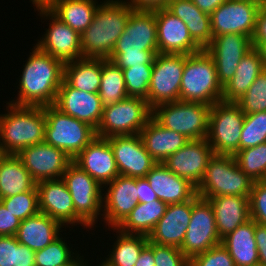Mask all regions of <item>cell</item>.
<instances>
[{"instance_id": "6da1fadb", "label": "cell", "mask_w": 266, "mask_h": 266, "mask_svg": "<svg viewBox=\"0 0 266 266\" xmlns=\"http://www.w3.org/2000/svg\"><path fill=\"white\" fill-rule=\"evenodd\" d=\"M31 50L19 76L18 96L9 102L34 107L53 105L64 78V63L36 45Z\"/></svg>"}, {"instance_id": "7a4b0ae2", "label": "cell", "mask_w": 266, "mask_h": 266, "mask_svg": "<svg viewBox=\"0 0 266 266\" xmlns=\"http://www.w3.org/2000/svg\"><path fill=\"white\" fill-rule=\"evenodd\" d=\"M159 53L154 11L134 10L125 30L118 38L109 60L121 69L137 65H153Z\"/></svg>"}, {"instance_id": "3957f363", "label": "cell", "mask_w": 266, "mask_h": 266, "mask_svg": "<svg viewBox=\"0 0 266 266\" xmlns=\"http://www.w3.org/2000/svg\"><path fill=\"white\" fill-rule=\"evenodd\" d=\"M91 24L80 35L82 57L109 59L116 41L134 11L124 0L100 2Z\"/></svg>"}, {"instance_id": "277c9868", "label": "cell", "mask_w": 266, "mask_h": 266, "mask_svg": "<svg viewBox=\"0 0 266 266\" xmlns=\"http://www.w3.org/2000/svg\"><path fill=\"white\" fill-rule=\"evenodd\" d=\"M6 104L7 112L0 114V146L4 155H17L24 148L45 141L44 107Z\"/></svg>"}, {"instance_id": "5b68a950", "label": "cell", "mask_w": 266, "mask_h": 266, "mask_svg": "<svg viewBox=\"0 0 266 266\" xmlns=\"http://www.w3.org/2000/svg\"><path fill=\"white\" fill-rule=\"evenodd\" d=\"M223 87L218 81L214 59L205 50L188 54L180 85V101L212 106L222 100Z\"/></svg>"}, {"instance_id": "8992f818", "label": "cell", "mask_w": 266, "mask_h": 266, "mask_svg": "<svg viewBox=\"0 0 266 266\" xmlns=\"http://www.w3.org/2000/svg\"><path fill=\"white\" fill-rule=\"evenodd\" d=\"M254 181L238 166L234 155H213L196 194L204 199L222 195L249 196Z\"/></svg>"}, {"instance_id": "52a82bcc", "label": "cell", "mask_w": 266, "mask_h": 266, "mask_svg": "<svg viewBox=\"0 0 266 266\" xmlns=\"http://www.w3.org/2000/svg\"><path fill=\"white\" fill-rule=\"evenodd\" d=\"M45 142L63 150L73 160L95 137L96 129L69 116L54 105L44 107Z\"/></svg>"}, {"instance_id": "ba28073f", "label": "cell", "mask_w": 266, "mask_h": 266, "mask_svg": "<svg viewBox=\"0 0 266 266\" xmlns=\"http://www.w3.org/2000/svg\"><path fill=\"white\" fill-rule=\"evenodd\" d=\"M152 117V109L144 98L128 96L104 105L102 118L96 129L101 138L140 134Z\"/></svg>"}, {"instance_id": "9c48e42d", "label": "cell", "mask_w": 266, "mask_h": 266, "mask_svg": "<svg viewBox=\"0 0 266 266\" xmlns=\"http://www.w3.org/2000/svg\"><path fill=\"white\" fill-rule=\"evenodd\" d=\"M210 110L211 106L204 103L178 100L158 105L152 109V117L189 140H200L207 137Z\"/></svg>"}, {"instance_id": "30bf717a", "label": "cell", "mask_w": 266, "mask_h": 266, "mask_svg": "<svg viewBox=\"0 0 266 266\" xmlns=\"http://www.w3.org/2000/svg\"><path fill=\"white\" fill-rule=\"evenodd\" d=\"M245 113L236 102L218 101L211 106L206 139L214 155H235L239 151Z\"/></svg>"}, {"instance_id": "8fae6325", "label": "cell", "mask_w": 266, "mask_h": 266, "mask_svg": "<svg viewBox=\"0 0 266 266\" xmlns=\"http://www.w3.org/2000/svg\"><path fill=\"white\" fill-rule=\"evenodd\" d=\"M62 179L71 194L76 215L90 229L94 228L99 216H103V187L73 161Z\"/></svg>"}, {"instance_id": "7c38bea8", "label": "cell", "mask_w": 266, "mask_h": 266, "mask_svg": "<svg viewBox=\"0 0 266 266\" xmlns=\"http://www.w3.org/2000/svg\"><path fill=\"white\" fill-rule=\"evenodd\" d=\"M186 56L187 54L156 55L147 99L151 109L180 100V85Z\"/></svg>"}, {"instance_id": "4fadbf2b", "label": "cell", "mask_w": 266, "mask_h": 266, "mask_svg": "<svg viewBox=\"0 0 266 266\" xmlns=\"http://www.w3.org/2000/svg\"><path fill=\"white\" fill-rule=\"evenodd\" d=\"M221 242L210 202L196 194L193 197L192 214L180 250L190 261L194 256Z\"/></svg>"}, {"instance_id": "5bb4252c", "label": "cell", "mask_w": 266, "mask_h": 266, "mask_svg": "<svg viewBox=\"0 0 266 266\" xmlns=\"http://www.w3.org/2000/svg\"><path fill=\"white\" fill-rule=\"evenodd\" d=\"M36 10L41 19L44 17L50 20L49 28L37 40L36 46L64 64L82 58L80 34L62 22L47 7H38Z\"/></svg>"}, {"instance_id": "9a60e30c", "label": "cell", "mask_w": 266, "mask_h": 266, "mask_svg": "<svg viewBox=\"0 0 266 266\" xmlns=\"http://www.w3.org/2000/svg\"><path fill=\"white\" fill-rule=\"evenodd\" d=\"M266 0H227L211 15V31L213 37L238 33L253 35L255 19L259 8Z\"/></svg>"}, {"instance_id": "2e32d148", "label": "cell", "mask_w": 266, "mask_h": 266, "mask_svg": "<svg viewBox=\"0 0 266 266\" xmlns=\"http://www.w3.org/2000/svg\"><path fill=\"white\" fill-rule=\"evenodd\" d=\"M40 212L48 215L63 227L79 225L89 227L76 215L71 194L62 178L37 182Z\"/></svg>"}, {"instance_id": "e0dca14e", "label": "cell", "mask_w": 266, "mask_h": 266, "mask_svg": "<svg viewBox=\"0 0 266 266\" xmlns=\"http://www.w3.org/2000/svg\"><path fill=\"white\" fill-rule=\"evenodd\" d=\"M17 157L36 182L62 178L67 166L73 161L63 150L45 141L24 148Z\"/></svg>"}, {"instance_id": "ac0fdd59", "label": "cell", "mask_w": 266, "mask_h": 266, "mask_svg": "<svg viewBox=\"0 0 266 266\" xmlns=\"http://www.w3.org/2000/svg\"><path fill=\"white\" fill-rule=\"evenodd\" d=\"M106 139L113 150L119 175L142 178L157 164L146 151L140 134Z\"/></svg>"}, {"instance_id": "d6986e66", "label": "cell", "mask_w": 266, "mask_h": 266, "mask_svg": "<svg viewBox=\"0 0 266 266\" xmlns=\"http://www.w3.org/2000/svg\"><path fill=\"white\" fill-rule=\"evenodd\" d=\"M103 188L102 218L109 230L117 228L138 204L137 178L118 175Z\"/></svg>"}, {"instance_id": "ffe728a7", "label": "cell", "mask_w": 266, "mask_h": 266, "mask_svg": "<svg viewBox=\"0 0 266 266\" xmlns=\"http://www.w3.org/2000/svg\"><path fill=\"white\" fill-rule=\"evenodd\" d=\"M213 155V149L206 138L190 140L171 154L163 164L174 174L188 180L197 188Z\"/></svg>"}, {"instance_id": "44dd1931", "label": "cell", "mask_w": 266, "mask_h": 266, "mask_svg": "<svg viewBox=\"0 0 266 266\" xmlns=\"http://www.w3.org/2000/svg\"><path fill=\"white\" fill-rule=\"evenodd\" d=\"M251 48V38L247 35L228 33L213 37L205 50L214 59L222 87L234 76L240 60Z\"/></svg>"}, {"instance_id": "7402d4cb", "label": "cell", "mask_w": 266, "mask_h": 266, "mask_svg": "<svg viewBox=\"0 0 266 266\" xmlns=\"http://www.w3.org/2000/svg\"><path fill=\"white\" fill-rule=\"evenodd\" d=\"M157 24V42L162 54H193L202 49L193 41L186 24L166 8L153 10Z\"/></svg>"}, {"instance_id": "603a6c76", "label": "cell", "mask_w": 266, "mask_h": 266, "mask_svg": "<svg viewBox=\"0 0 266 266\" xmlns=\"http://www.w3.org/2000/svg\"><path fill=\"white\" fill-rule=\"evenodd\" d=\"M61 112L88 123L97 129L104 104L98 93H88L69 86L64 80L53 104Z\"/></svg>"}, {"instance_id": "cb8c5ba5", "label": "cell", "mask_w": 266, "mask_h": 266, "mask_svg": "<svg viewBox=\"0 0 266 266\" xmlns=\"http://www.w3.org/2000/svg\"><path fill=\"white\" fill-rule=\"evenodd\" d=\"M73 162L102 187L119 175L113 150L106 138L95 137Z\"/></svg>"}, {"instance_id": "d4e9b609", "label": "cell", "mask_w": 266, "mask_h": 266, "mask_svg": "<svg viewBox=\"0 0 266 266\" xmlns=\"http://www.w3.org/2000/svg\"><path fill=\"white\" fill-rule=\"evenodd\" d=\"M193 198L183 203L168 204L166 212L148 235L149 242L180 248L191 214Z\"/></svg>"}, {"instance_id": "484cf974", "label": "cell", "mask_w": 266, "mask_h": 266, "mask_svg": "<svg viewBox=\"0 0 266 266\" xmlns=\"http://www.w3.org/2000/svg\"><path fill=\"white\" fill-rule=\"evenodd\" d=\"M158 199L166 204L183 203L196 195V187L188 180L157 163L145 176Z\"/></svg>"}, {"instance_id": "4316f807", "label": "cell", "mask_w": 266, "mask_h": 266, "mask_svg": "<svg viewBox=\"0 0 266 266\" xmlns=\"http://www.w3.org/2000/svg\"><path fill=\"white\" fill-rule=\"evenodd\" d=\"M207 200L213 208L216 228L221 240L251 219L249 196L222 195Z\"/></svg>"}, {"instance_id": "83f0119b", "label": "cell", "mask_w": 266, "mask_h": 266, "mask_svg": "<svg viewBox=\"0 0 266 266\" xmlns=\"http://www.w3.org/2000/svg\"><path fill=\"white\" fill-rule=\"evenodd\" d=\"M140 136L146 151L157 163H163L190 141L179 132L161 126L153 117L142 128Z\"/></svg>"}, {"instance_id": "f1b7e54d", "label": "cell", "mask_w": 266, "mask_h": 266, "mask_svg": "<svg viewBox=\"0 0 266 266\" xmlns=\"http://www.w3.org/2000/svg\"><path fill=\"white\" fill-rule=\"evenodd\" d=\"M64 228L59 222L42 212L20 221L16 238L33 251L45 248L60 236ZM61 230V231H60Z\"/></svg>"}, {"instance_id": "f546056e", "label": "cell", "mask_w": 266, "mask_h": 266, "mask_svg": "<svg viewBox=\"0 0 266 266\" xmlns=\"http://www.w3.org/2000/svg\"><path fill=\"white\" fill-rule=\"evenodd\" d=\"M166 9L182 20L193 41L206 49L212 39L210 15L202 12L191 0H170Z\"/></svg>"}, {"instance_id": "4dcf8cb0", "label": "cell", "mask_w": 266, "mask_h": 266, "mask_svg": "<svg viewBox=\"0 0 266 266\" xmlns=\"http://www.w3.org/2000/svg\"><path fill=\"white\" fill-rule=\"evenodd\" d=\"M250 219L222 239V245L233 258L235 266H251L259 263L255 241V225Z\"/></svg>"}, {"instance_id": "1f68e13d", "label": "cell", "mask_w": 266, "mask_h": 266, "mask_svg": "<svg viewBox=\"0 0 266 266\" xmlns=\"http://www.w3.org/2000/svg\"><path fill=\"white\" fill-rule=\"evenodd\" d=\"M262 71L263 61L257 50L252 47L240 60L234 76L223 86L222 101H238Z\"/></svg>"}, {"instance_id": "d6a6232c", "label": "cell", "mask_w": 266, "mask_h": 266, "mask_svg": "<svg viewBox=\"0 0 266 266\" xmlns=\"http://www.w3.org/2000/svg\"><path fill=\"white\" fill-rule=\"evenodd\" d=\"M37 190L32 178L17 155H4L0 159V199Z\"/></svg>"}, {"instance_id": "836d02e7", "label": "cell", "mask_w": 266, "mask_h": 266, "mask_svg": "<svg viewBox=\"0 0 266 266\" xmlns=\"http://www.w3.org/2000/svg\"><path fill=\"white\" fill-rule=\"evenodd\" d=\"M102 74L101 58H80L64 64L63 80L74 89L98 93Z\"/></svg>"}, {"instance_id": "e575fe53", "label": "cell", "mask_w": 266, "mask_h": 266, "mask_svg": "<svg viewBox=\"0 0 266 266\" xmlns=\"http://www.w3.org/2000/svg\"><path fill=\"white\" fill-rule=\"evenodd\" d=\"M98 6L97 0H52L47 8L81 35L91 24Z\"/></svg>"}, {"instance_id": "d590c367", "label": "cell", "mask_w": 266, "mask_h": 266, "mask_svg": "<svg viewBox=\"0 0 266 266\" xmlns=\"http://www.w3.org/2000/svg\"><path fill=\"white\" fill-rule=\"evenodd\" d=\"M168 204L157 199L153 202L139 203L116 228L125 234L148 236L166 212Z\"/></svg>"}, {"instance_id": "8d00e7d4", "label": "cell", "mask_w": 266, "mask_h": 266, "mask_svg": "<svg viewBox=\"0 0 266 266\" xmlns=\"http://www.w3.org/2000/svg\"><path fill=\"white\" fill-rule=\"evenodd\" d=\"M117 233L116 241L113 243L112 251L105 257L109 266H135L142 249L148 244V236L125 234L116 228H112ZM115 230V231H114Z\"/></svg>"}, {"instance_id": "74e56055", "label": "cell", "mask_w": 266, "mask_h": 266, "mask_svg": "<svg viewBox=\"0 0 266 266\" xmlns=\"http://www.w3.org/2000/svg\"><path fill=\"white\" fill-rule=\"evenodd\" d=\"M98 94L104 105L117 103L128 97L122 69L112 60L102 59L101 83Z\"/></svg>"}, {"instance_id": "f35d334b", "label": "cell", "mask_w": 266, "mask_h": 266, "mask_svg": "<svg viewBox=\"0 0 266 266\" xmlns=\"http://www.w3.org/2000/svg\"><path fill=\"white\" fill-rule=\"evenodd\" d=\"M234 158L239 168L254 182L266 178V143L239 150Z\"/></svg>"}, {"instance_id": "ab89813d", "label": "cell", "mask_w": 266, "mask_h": 266, "mask_svg": "<svg viewBox=\"0 0 266 266\" xmlns=\"http://www.w3.org/2000/svg\"><path fill=\"white\" fill-rule=\"evenodd\" d=\"M35 251L20 244L16 236H0V266H35Z\"/></svg>"}, {"instance_id": "60d3db41", "label": "cell", "mask_w": 266, "mask_h": 266, "mask_svg": "<svg viewBox=\"0 0 266 266\" xmlns=\"http://www.w3.org/2000/svg\"><path fill=\"white\" fill-rule=\"evenodd\" d=\"M60 235L45 248L35 251V266H62L69 264L77 255Z\"/></svg>"}, {"instance_id": "b9f144b4", "label": "cell", "mask_w": 266, "mask_h": 266, "mask_svg": "<svg viewBox=\"0 0 266 266\" xmlns=\"http://www.w3.org/2000/svg\"><path fill=\"white\" fill-rule=\"evenodd\" d=\"M266 143V111L245 114L239 150Z\"/></svg>"}, {"instance_id": "7bdbcfd3", "label": "cell", "mask_w": 266, "mask_h": 266, "mask_svg": "<svg viewBox=\"0 0 266 266\" xmlns=\"http://www.w3.org/2000/svg\"><path fill=\"white\" fill-rule=\"evenodd\" d=\"M153 65H137L122 69L128 96L148 99Z\"/></svg>"}, {"instance_id": "ee69618b", "label": "cell", "mask_w": 266, "mask_h": 266, "mask_svg": "<svg viewBox=\"0 0 266 266\" xmlns=\"http://www.w3.org/2000/svg\"><path fill=\"white\" fill-rule=\"evenodd\" d=\"M236 103L245 114L266 111V72L262 71Z\"/></svg>"}, {"instance_id": "f6af8a7d", "label": "cell", "mask_w": 266, "mask_h": 266, "mask_svg": "<svg viewBox=\"0 0 266 266\" xmlns=\"http://www.w3.org/2000/svg\"><path fill=\"white\" fill-rule=\"evenodd\" d=\"M1 203L20 221L40 212L38 191L30 190L11 197L0 199Z\"/></svg>"}, {"instance_id": "bcb514c9", "label": "cell", "mask_w": 266, "mask_h": 266, "mask_svg": "<svg viewBox=\"0 0 266 266\" xmlns=\"http://www.w3.org/2000/svg\"><path fill=\"white\" fill-rule=\"evenodd\" d=\"M189 266H235V263L227 249L220 243L194 256L189 261Z\"/></svg>"}, {"instance_id": "7dc6e473", "label": "cell", "mask_w": 266, "mask_h": 266, "mask_svg": "<svg viewBox=\"0 0 266 266\" xmlns=\"http://www.w3.org/2000/svg\"><path fill=\"white\" fill-rule=\"evenodd\" d=\"M250 218L266 226V183L256 181L249 195Z\"/></svg>"}, {"instance_id": "c3c4849f", "label": "cell", "mask_w": 266, "mask_h": 266, "mask_svg": "<svg viewBox=\"0 0 266 266\" xmlns=\"http://www.w3.org/2000/svg\"><path fill=\"white\" fill-rule=\"evenodd\" d=\"M155 266H189L180 248L153 243Z\"/></svg>"}, {"instance_id": "681fc988", "label": "cell", "mask_w": 266, "mask_h": 266, "mask_svg": "<svg viewBox=\"0 0 266 266\" xmlns=\"http://www.w3.org/2000/svg\"><path fill=\"white\" fill-rule=\"evenodd\" d=\"M20 226V220L0 203V236H15Z\"/></svg>"}, {"instance_id": "f907efd6", "label": "cell", "mask_w": 266, "mask_h": 266, "mask_svg": "<svg viewBox=\"0 0 266 266\" xmlns=\"http://www.w3.org/2000/svg\"><path fill=\"white\" fill-rule=\"evenodd\" d=\"M266 41V2L259 8L256 19L254 32L251 37L252 47H256L260 42Z\"/></svg>"}, {"instance_id": "816d5d0a", "label": "cell", "mask_w": 266, "mask_h": 266, "mask_svg": "<svg viewBox=\"0 0 266 266\" xmlns=\"http://www.w3.org/2000/svg\"><path fill=\"white\" fill-rule=\"evenodd\" d=\"M137 195L139 203L153 202L158 199L145 177L137 178Z\"/></svg>"}, {"instance_id": "f5cc1de1", "label": "cell", "mask_w": 266, "mask_h": 266, "mask_svg": "<svg viewBox=\"0 0 266 266\" xmlns=\"http://www.w3.org/2000/svg\"><path fill=\"white\" fill-rule=\"evenodd\" d=\"M254 234L257 244L259 263L266 266V226L256 224Z\"/></svg>"}, {"instance_id": "db71d44e", "label": "cell", "mask_w": 266, "mask_h": 266, "mask_svg": "<svg viewBox=\"0 0 266 266\" xmlns=\"http://www.w3.org/2000/svg\"><path fill=\"white\" fill-rule=\"evenodd\" d=\"M170 0H126L134 10L153 11L159 8H166Z\"/></svg>"}, {"instance_id": "11a10c76", "label": "cell", "mask_w": 266, "mask_h": 266, "mask_svg": "<svg viewBox=\"0 0 266 266\" xmlns=\"http://www.w3.org/2000/svg\"><path fill=\"white\" fill-rule=\"evenodd\" d=\"M135 266H155L153 242H148V244L142 249Z\"/></svg>"}, {"instance_id": "9f6ffc18", "label": "cell", "mask_w": 266, "mask_h": 266, "mask_svg": "<svg viewBox=\"0 0 266 266\" xmlns=\"http://www.w3.org/2000/svg\"><path fill=\"white\" fill-rule=\"evenodd\" d=\"M202 12L211 15L221 4L227 0H191Z\"/></svg>"}, {"instance_id": "6f0895ef", "label": "cell", "mask_w": 266, "mask_h": 266, "mask_svg": "<svg viewBox=\"0 0 266 266\" xmlns=\"http://www.w3.org/2000/svg\"><path fill=\"white\" fill-rule=\"evenodd\" d=\"M255 49L259 53V56L261 60L263 61V64L266 65V41L260 42Z\"/></svg>"}, {"instance_id": "680465c9", "label": "cell", "mask_w": 266, "mask_h": 266, "mask_svg": "<svg viewBox=\"0 0 266 266\" xmlns=\"http://www.w3.org/2000/svg\"><path fill=\"white\" fill-rule=\"evenodd\" d=\"M80 254H78L69 264L66 265H62V266H83L84 264V256H80ZM82 257V258H81Z\"/></svg>"}, {"instance_id": "91938a15", "label": "cell", "mask_w": 266, "mask_h": 266, "mask_svg": "<svg viewBox=\"0 0 266 266\" xmlns=\"http://www.w3.org/2000/svg\"><path fill=\"white\" fill-rule=\"evenodd\" d=\"M87 263H88V261L85 260L83 266H88L89 264H87ZM97 266H109V265L106 262H104V260L102 259V262L99 263V265H97Z\"/></svg>"}, {"instance_id": "94428289", "label": "cell", "mask_w": 266, "mask_h": 266, "mask_svg": "<svg viewBox=\"0 0 266 266\" xmlns=\"http://www.w3.org/2000/svg\"><path fill=\"white\" fill-rule=\"evenodd\" d=\"M3 156H4V153H3L2 149H1V146H0V159H1Z\"/></svg>"}, {"instance_id": "6125c7cd", "label": "cell", "mask_w": 266, "mask_h": 266, "mask_svg": "<svg viewBox=\"0 0 266 266\" xmlns=\"http://www.w3.org/2000/svg\"><path fill=\"white\" fill-rule=\"evenodd\" d=\"M251 266H264L263 264L257 263L255 265H251Z\"/></svg>"}]
</instances>
